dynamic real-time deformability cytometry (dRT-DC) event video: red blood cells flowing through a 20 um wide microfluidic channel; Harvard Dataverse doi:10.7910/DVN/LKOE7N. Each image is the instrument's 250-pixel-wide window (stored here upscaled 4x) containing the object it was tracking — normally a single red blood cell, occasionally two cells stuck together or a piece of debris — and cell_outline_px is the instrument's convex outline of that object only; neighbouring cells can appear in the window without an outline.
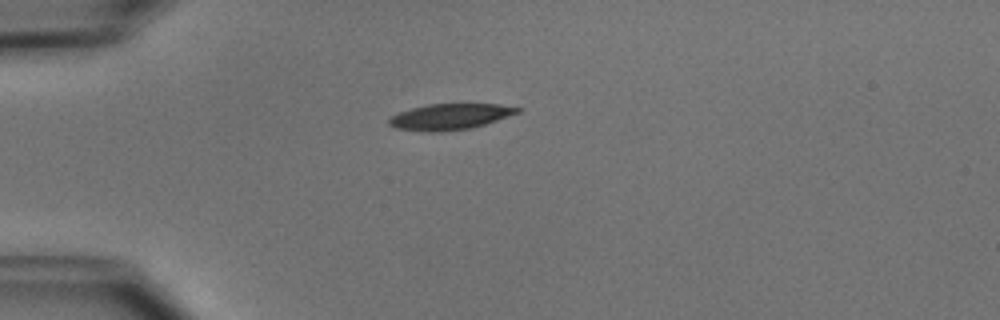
{"species": "common noctule bat (a hibernating species)", "species_latin": "Nyctalus noctula", "temperature_condition": "cold", "stored_images_in_passage": 32, "camera_frame_rate_fps": 3000, "um_per_image_px": 0.085, "animal": {"sex": "male", "body_mass_g": 15.6}, "frame": {"image": 1, "passage_image": 1, "time_ms": 0.0, "image_size_px": [1000, 320], "cell_outline_px": [[524, 108], [520, 112], [484, 124], [468, 128], [440, 132], [428, 132], [396, 128], [388, 124], [388, 116], [412, 108], [428, 104], [496, 104]], "centroid_in_image_um": [38.22, 9.91], "position_along_channel_um": 46.8, "area_um2": 19.31}}
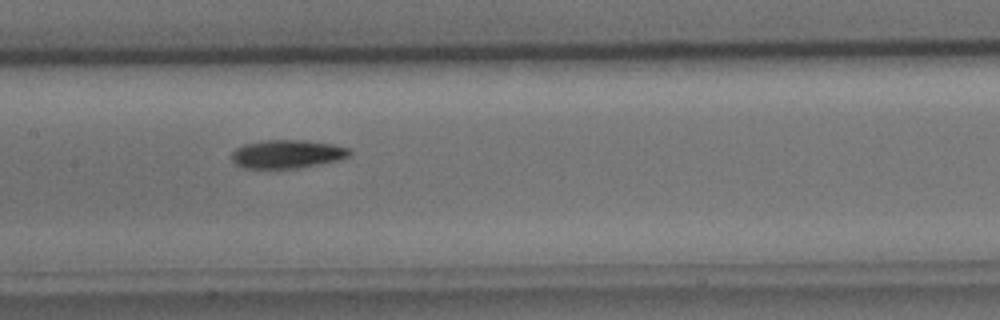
{"frame": {"image": 2, "passage_image": 13, "time_ms": 4.0, "image_size_px": [1000, 320], "cell_outline_px": [[352, 152], [348, 156], [340, 160], [300, 168], [244, 168], [236, 164], [232, 160], [232, 152], [236, 148], [244, 144], [264, 140], [304, 140], [332, 144], [348, 148]], "centroid_in_image_um": [24.41, 13.09], "position_along_channel_um": 183.0, "area_um2": 19.54}}
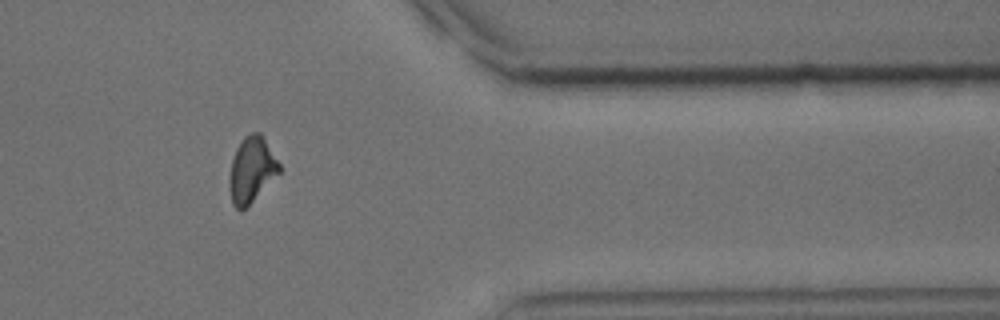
{"frame": {"image": 3, "passage_image": 30, "time_ms": 9.667, "image_size_px": [1000, 320], "cell_outline_px": [[280, 172], [240, 212], [232, 204], [228, 184], [228, 180], [232, 160], [236, 148], [244, 136], [252, 132], [260, 132], [280, 164]], "centroid_in_image_um": [21.35, 14.41], "position_along_channel_um": 390.0, "area_um2": 18.79}, "authors_computed_cell_mechanics": {"area_um2": 19.4497, "velocity_mm_per_s": 3.9153, "shape_relaxation_time_tau1_ms": 3.203, "shape_relaxation_time_tau2_ms": null, "deformation_change_tau1": 0.1464, "deformation_change_tau2": null}}